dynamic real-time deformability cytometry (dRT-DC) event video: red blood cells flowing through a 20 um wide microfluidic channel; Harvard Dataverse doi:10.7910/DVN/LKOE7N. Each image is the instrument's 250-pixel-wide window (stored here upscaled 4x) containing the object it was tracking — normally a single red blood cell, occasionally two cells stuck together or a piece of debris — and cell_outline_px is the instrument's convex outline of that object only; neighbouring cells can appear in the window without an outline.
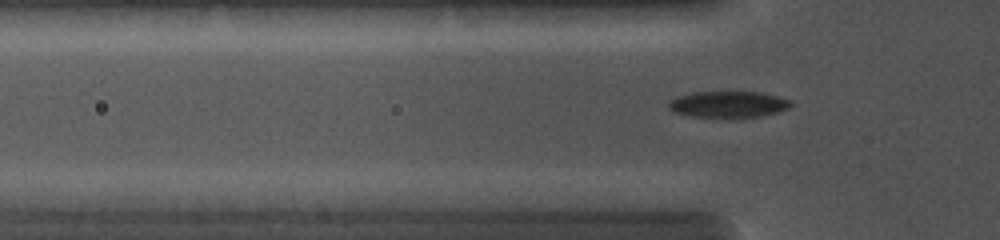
{"species": "common noctule bat (a hibernating species)", "species_latin": "Nyctalus noctula", "temperature_condition": "cold", "stored_images_in_passage": 68, "camera_frame_rate_fps": 5000, "um_per_image_px": 0.085, "animal": {"sex": "female", "body_mass_g": 19.0, "forearm_length_mm": 56.7}, "frame": {"image": 1, "passage_image": 14, "time_ms": 4.0, "image_size_px": [1000, 240], "cell_outline_px": [[792, 104], [788, 108], [776, 112], [760, 116], [692, 116], [672, 112], [668, 108], [668, 100], [676, 96], [692, 92], [760, 92], [792, 100]], "centroid_in_image_um": [61.84, 8.84], "position_along_channel_um": 64.0, "area_um2": 18.5}}
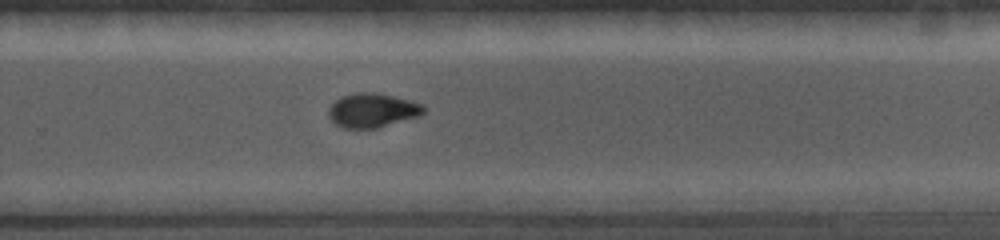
{"frame": {"image": 2, "passage_image": 47, "time_ms": 9.2, "image_size_px": [1000, 240], "cell_outline_px": [[424, 112], [420, 116], [376, 128], [344, 128], [336, 124], [328, 116], [328, 108], [340, 96], [356, 92], [376, 92], [408, 100], [420, 104], [424, 108]], "centroid_in_image_um": [31.61, 9.37], "position_along_channel_um": 298.2, "area_um2": 18.79}}
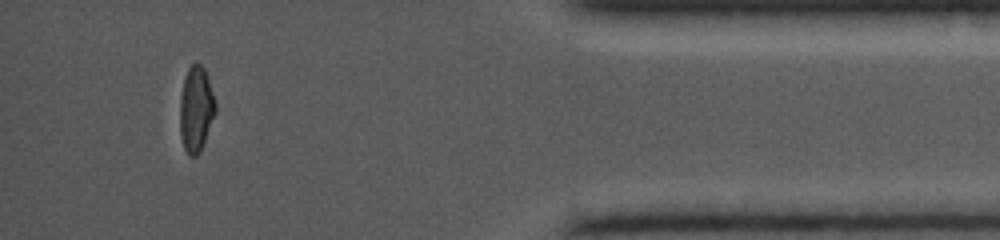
{"frame": {"image": 3, "passage_image": 64, "time_ms": 12.6, "image_size_px": [1000, 240], "cell_outline_px": [[216, 112], [200, 152], [196, 156], [188, 156], [184, 148], [180, 132], [180, 96], [184, 76], [188, 68], [196, 60], [204, 68], [216, 104]], "centroid_in_image_um": [16.65, 9.26], "position_along_channel_um": 418.6, "area_um2": 17.74}}